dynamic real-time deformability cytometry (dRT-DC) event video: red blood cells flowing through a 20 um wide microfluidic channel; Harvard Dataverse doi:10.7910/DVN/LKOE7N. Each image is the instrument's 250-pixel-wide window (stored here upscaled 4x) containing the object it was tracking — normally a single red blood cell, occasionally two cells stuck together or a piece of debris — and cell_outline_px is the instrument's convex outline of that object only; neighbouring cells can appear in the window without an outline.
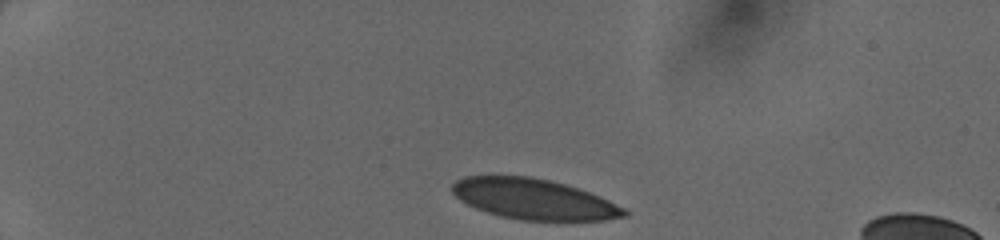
{"species": "human", "species_latin": "Homo sapiens", "temperature_condition": "cold", "stored_images_in_passage": 33, "camera_frame_rate_fps": 3000, "um_per_image_px": 0.085, "donor": {"sex": "female"}, "frame": {"image": 1, "passage_image": 1, "time_ms": 0.0, "image_size_px": [1000, 240], "cell_outline_px": [[628, 216], [604, 220], [520, 220], [500, 216], [476, 208], [460, 200], [452, 192], [452, 184], [456, 180], [464, 176], [528, 176], [548, 180], [564, 184], [588, 192], [608, 200], [624, 208], [628, 212]], "centroid_in_image_um": [45.35, 16.93], "position_along_channel_um": 39.6, "area_um2": 40.23}}
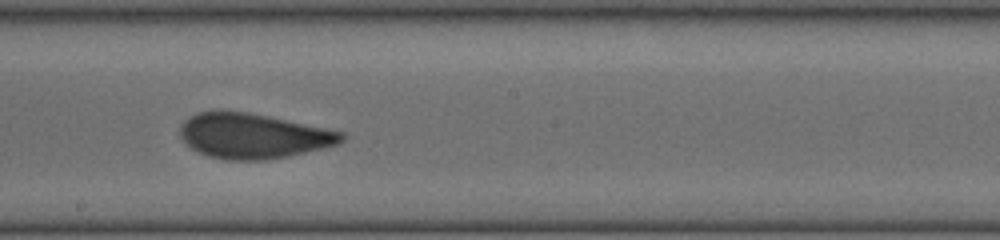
{"frame": {"image": 2, "passage_image": 19, "time_ms": 6.0, "image_size_px": [1000, 240], "cell_outline_px": [[344, 140], [340, 144], [324, 148], [288, 156], [264, 160], [224, 160], [208, 156], [192, 148], [180, 136], [180, 124], [188, 116], [196, 112], [212, 108], [220, 108], [248, 112], [268, 116], [344, 132]], "centroid_in_image_um": [21.46, 11.52], "position_along_channel_um": 226.7, "area_um2": 43.0}}
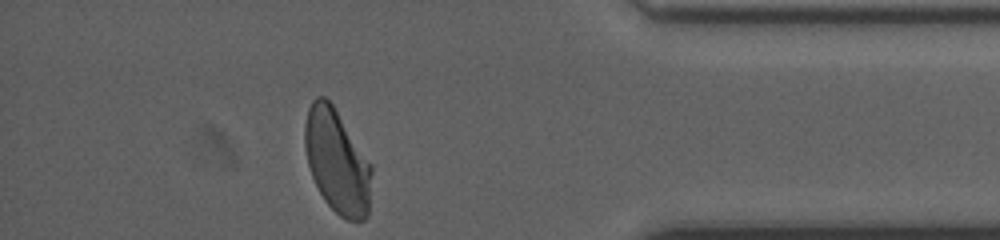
{"frame": {"image": 3, "passage_image": 33, "time_ms": 10.667, "image_size_px": [1000, 240], "cell_outline_px": [[372, 172], [368, 216], [364, 220], [348, 220], [340, 216], [324, 200], [312, 176], [308, 164], [304, 144], [304, 124], [308, 108], [312, 100], [316, 96], [324, 96], [332, 104], [372, 164]], "centroid_in_image_um": [28.65, 13.71], "position_along_channel_um": 406.6, "area_um2": 40.4}}